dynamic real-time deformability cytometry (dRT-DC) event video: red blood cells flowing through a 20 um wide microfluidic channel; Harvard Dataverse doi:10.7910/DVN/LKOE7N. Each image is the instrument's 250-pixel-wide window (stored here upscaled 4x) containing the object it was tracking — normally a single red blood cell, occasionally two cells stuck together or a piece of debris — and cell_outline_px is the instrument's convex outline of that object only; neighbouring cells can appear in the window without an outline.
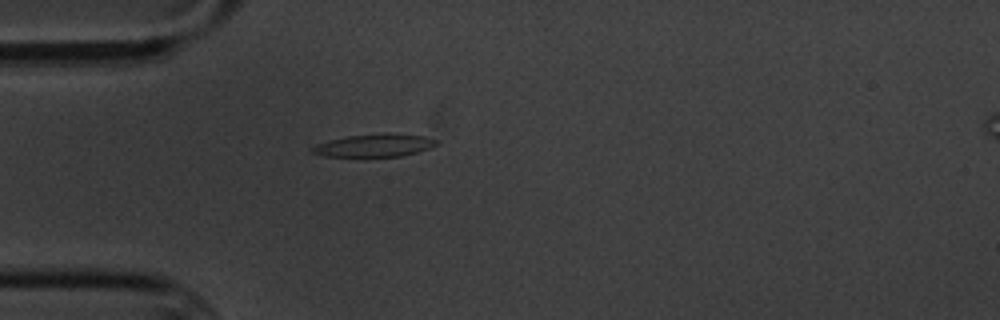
{"species": "common noctule bat (a hibernating species)", "species_latin": "Nyctalus noctula", "temperature_condition": "cold", "stored_images_in_passage": 1, "camera_frame_rate_fps": 3000, "um_per_image_px": 0.085, "animal": {"sex": "male", "body_mass_g": 20.1, "forearm_length_mm": 53.5}, "frame": {"image": 1, "passage_image": 1, "time_ms": 0.0, "image_size_px": [1000, 320], "cell_outline_px": [[440, 144], [432, 148], [400, 156], [364, 160], [324, 156], [308, 152], [308, 148], [316, 144], [328, 140], [348, 136], [384, 132], [424, 136], [440, 140]], "centroid_in_image_um": [31.77, 12.41], "position_along_channel_um": 53.2, "area_um2": 17.92}}